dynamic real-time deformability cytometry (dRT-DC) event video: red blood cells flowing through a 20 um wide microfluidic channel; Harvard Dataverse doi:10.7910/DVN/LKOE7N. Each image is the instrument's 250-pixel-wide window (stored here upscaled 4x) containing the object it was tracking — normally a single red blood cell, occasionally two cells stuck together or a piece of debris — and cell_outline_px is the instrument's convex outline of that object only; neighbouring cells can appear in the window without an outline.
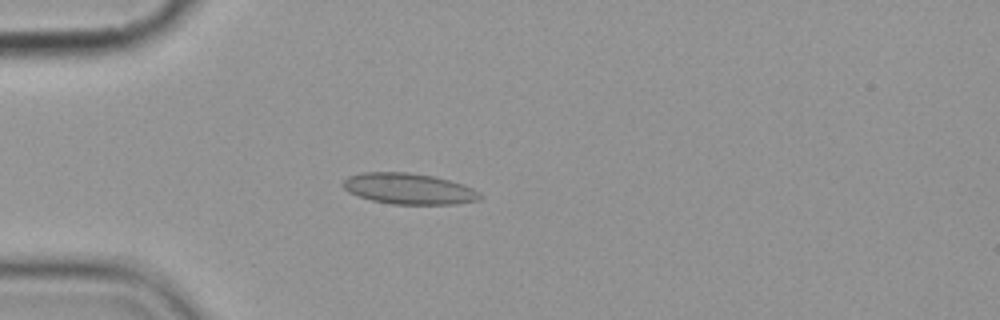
{"species": "common noctule bat (a hibernating species)", "species_latin": "Nyctalus noctula", "temperature_condition": "cold", "stored_images_in_passage": 3, "camera_frame_rate_fps": 3000, "um_per_image_px": 0.085, "animal": {"sex": "female", "body_mass_g": 19.9}, "frame": {"image": 1, "passage_image": 3, "time_ms": 2.333, "image_size_px": [1000, 320], "cell_outline_px": [[480, 200], [456, 204], [392, 204], [372, 200], [348, 192], [340, 184], [348, 176], [364, 172], [408, 172], [432, 176], [464, 184], [480, 192]], "centroid_in_image_um": [34.74, 16.04], "position_along_channel_um": 50.3, "area_um2": 24.68}}